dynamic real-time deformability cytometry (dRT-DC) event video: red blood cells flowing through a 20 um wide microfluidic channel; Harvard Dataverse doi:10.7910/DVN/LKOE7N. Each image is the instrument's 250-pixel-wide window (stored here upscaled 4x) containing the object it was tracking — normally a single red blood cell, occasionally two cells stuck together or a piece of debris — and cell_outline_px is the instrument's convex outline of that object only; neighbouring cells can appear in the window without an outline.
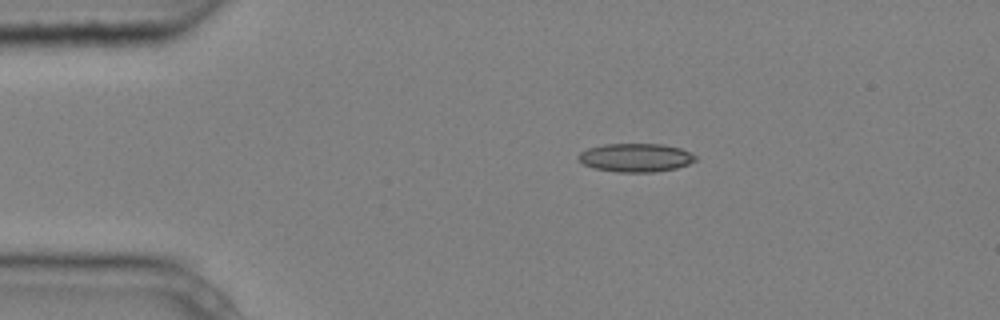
{"species": "common noctule bat (a hibernating species)", "species_latin": "Nyctalus noctula", "temperature_condition": "cold", "stored_images_in_passage": 3, "camera_frame_rate_fps": 3000, "um_per_image_px": 0.085, "animal": {"sex": "male", "body_mass_g": 20.4}, "frame": {"image": 1, "passage_image": 1, "time_ms": 0.0, "image_size_px": [1000, 320], "cell_outline_px": [[696, 160], [688, 164], [676, 168], [652, 172], [616, 172], [592, 168], [576, 160], [576, 156], [580, 152], [588, 148], [604, 144], [664, 144], [680, 148], [696, 156]], "centroid_in_image_um": [53.98, 13.4], "position_along_channel_um": 31.0, "area_um2": 19.54}}
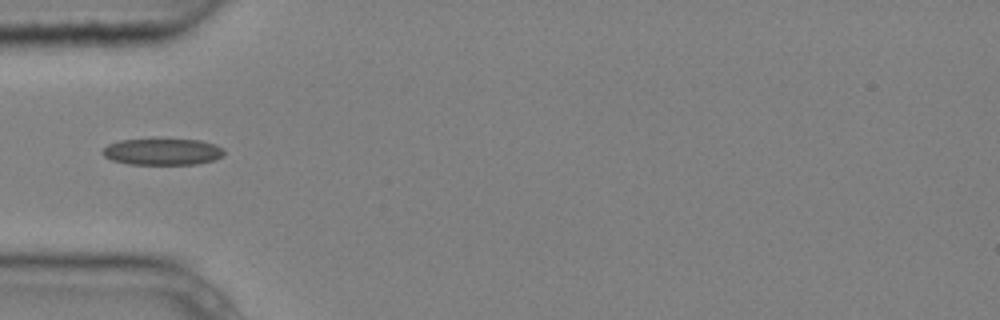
{"frame": {"image": 2, "passage_image": 3, "time_ms": 0.667, "image_size_px": [1000, 320], "cell_outline_px": [[224, 156], [212, 160], [196, 164], [128, 164], [112, 160], [104, 156], [104, 148], [108, 144], [120, 140], [152, 136], [200, 140], [216, 144], [224, 148]], "centroid_in_image_um": [13.82, 12.84], "position_along_channel_um": 71.2, "area_um2": 19.71}}